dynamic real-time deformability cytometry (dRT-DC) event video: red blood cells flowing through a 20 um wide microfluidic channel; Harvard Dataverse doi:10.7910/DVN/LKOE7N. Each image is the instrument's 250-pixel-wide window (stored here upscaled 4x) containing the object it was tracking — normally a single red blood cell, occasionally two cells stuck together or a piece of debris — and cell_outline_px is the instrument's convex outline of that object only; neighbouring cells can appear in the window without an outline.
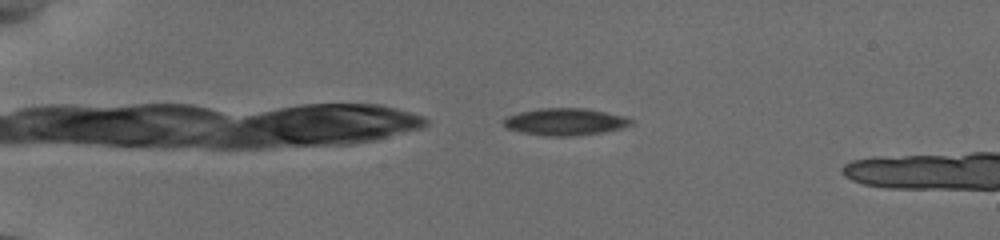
{"species": "common noctule bat (a hibernating species)", "species_latin": "Nyctalus noctula", "temperature_condition": "cold", "stored_images_in_passage": 4, "camera_frame_rate_fps": 3000, "um_per_image_px": 0.085, "animal": {"sex": "female", "body_mass_g": 19.5, "forearm_length_mm": 54.1}, "frame": {"image": 1, "passage_image": 1, "time_ms": 0.0, "image_size_px": [1000, 240], "cell_outline_px": [[636, 124], [624, 128], [600, 132], [572, 136], [544, 136], [520, 132], [508, 128], [500, 120], [508, 116], [520, 112], [540, 108], [584, 108], [624, 116], [636, 120]], "centroid_in_image_um": [48.07, 10.35], "position_along_channel_um": 36.9, "area_um2": 20.23}}